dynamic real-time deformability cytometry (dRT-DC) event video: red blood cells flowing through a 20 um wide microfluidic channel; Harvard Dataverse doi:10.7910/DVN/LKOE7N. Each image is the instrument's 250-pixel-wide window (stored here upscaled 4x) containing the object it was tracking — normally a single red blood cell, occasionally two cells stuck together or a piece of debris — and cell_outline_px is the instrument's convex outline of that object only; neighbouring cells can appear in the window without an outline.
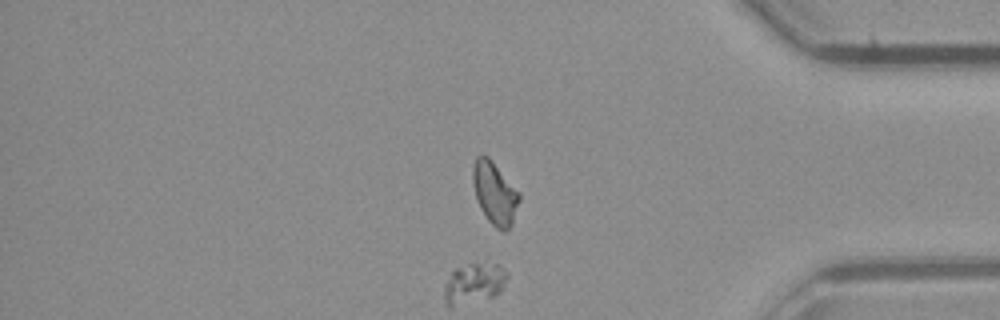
{"species": "common noctule bat (a hibernating species)", "species_latin": "Nyctalus noctula", "temperature_condition": "room temperature", "stored_images_in_passage": 43, "camera_frame_rate_fps": 3000, "um_per_image_px": 0.085, "animal": {"sex": "male", "body_mass_g": 23.1, "forearm_length_mm": 52.7}, "frame": {"image": 1, "passage_image": 36, "time_ms": 11.667, "image_size_px": [1000, 320], "cell_outline_px": [[520, 200], [512, 224], [504, 232], [496, 228], [488, 220], [480, 208], [476, 200], [472, 180], [472, 164], [476, 156], [488, 156], [520, 192]], "centroid_in_image_um": [42.04, 16.41], "position_along_channel_um": 393.2, "area_um2": 17.05}}